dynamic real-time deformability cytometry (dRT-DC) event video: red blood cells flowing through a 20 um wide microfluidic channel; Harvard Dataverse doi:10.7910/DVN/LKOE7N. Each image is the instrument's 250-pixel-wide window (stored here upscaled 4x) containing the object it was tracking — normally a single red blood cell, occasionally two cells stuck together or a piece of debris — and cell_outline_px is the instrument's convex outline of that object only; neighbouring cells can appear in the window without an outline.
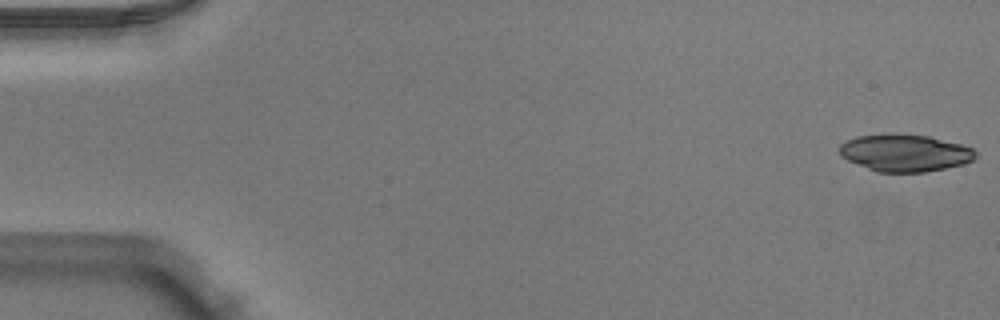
{"species": "Egyptian fruit bat (a non-hibernating species)", "species_latin": "Rousettus aegyptiacus", "temperature_condition": "warm", "stored_images_in_passage": 50, "camera_frame_rate_fps": 3000, "um_per_image_px": 0.085, "animal": {"sex": "male"}, "frame": {"image": 1, "passage_image": 1, "time_ms": 0.0, "image_size_px": [1000, 320], "cell_outline_px": [[976, 160], [964, 164], [924, 172], [876, 172], [848, 160], [840, 156], [840, 144], [856, 136], [888, 132], [896, 132], [928, 136], [960, 144], [972, 148], [976, 152]], "centroid_in_image_um": [76.91, 12.97], "position_along_channel_um": 8.1, "area_um2": 29.82}}
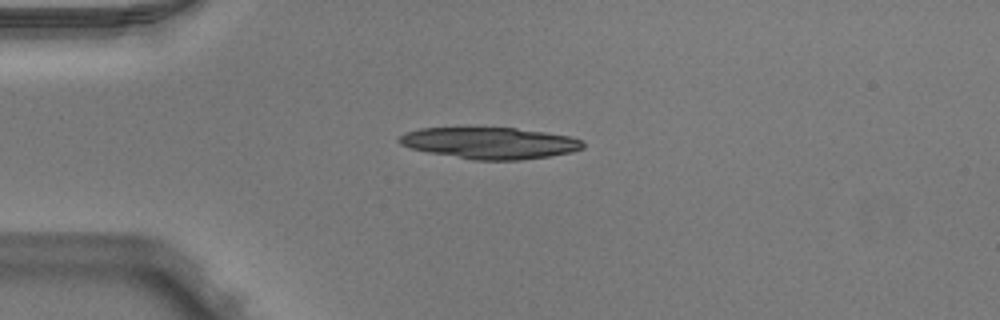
{"frame": {"image": 2, "passage_image": 13, "time_ms": 4.0, "image_size_px": [1000, 320], "cell_outline_px": [[584, 148], [572, 152], [548, 156], [520, 160], [472, 160], [428, 152], [412, 148], [400, 144], [396, 140], [404, 132], [420, 128], [516, 128], [544, 132], [568, 136], [580, 140], [584, 144]], "centroid_in_image_um": [41.61, 12.16], "position_along_channel_um": 43.4, "area_um2": 33.58}}